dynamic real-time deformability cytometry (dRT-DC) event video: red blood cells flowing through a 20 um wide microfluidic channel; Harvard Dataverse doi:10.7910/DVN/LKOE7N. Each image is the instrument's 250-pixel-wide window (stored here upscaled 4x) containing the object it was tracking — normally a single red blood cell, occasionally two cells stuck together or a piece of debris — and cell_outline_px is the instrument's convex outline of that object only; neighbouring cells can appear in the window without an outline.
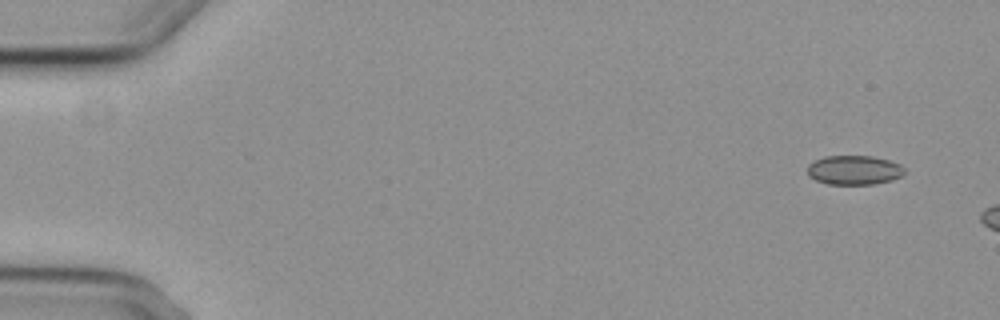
{"species": "common noctule bat (a hibernating species)", "species_latin": "Nyctalus noctula", "temperature_condition": "cold", "stored_images_in_passage": 6, "segment_of_instrument_passage": [2, 2], "camera_frame_rate_fps": 3000, "um_per_image_px": 0.085, "animal": {"sex": "female", "body_mass_g": 29.2, "forearm_length_mm": 56.3}, "frame": {"image": 1, "passage_image": 6, "time_ms": 6.0, "image_size_px": [1000, 320], "cell_outline_px": [[904, 172], [900, 176], [892, 180], [872, 184], [828, 184], [816, 180], [808, 176], [808, 164], [824, 156], [872, 156], [888, 160], [900, 164], [904, 168]], "centroid_in_image_um": [72.58, 14.45], "position_along_channel_um": 12.4, "area_um2": 16.47}}